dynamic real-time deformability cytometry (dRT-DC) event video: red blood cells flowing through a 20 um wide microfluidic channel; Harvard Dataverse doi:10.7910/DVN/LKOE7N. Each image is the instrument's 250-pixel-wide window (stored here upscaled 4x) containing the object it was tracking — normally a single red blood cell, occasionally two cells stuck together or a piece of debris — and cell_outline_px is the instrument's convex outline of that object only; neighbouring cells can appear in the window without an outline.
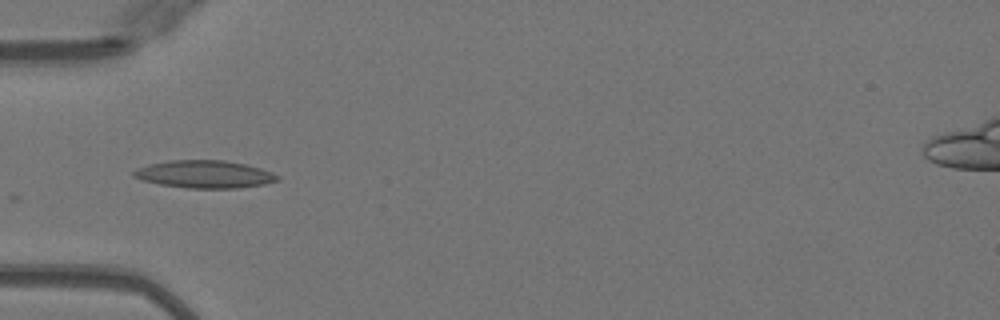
{"species": "Egyptian fruit bat (a non-hibernating species)", "species_latin": "Rousettus aegyptiacus", "temperature_condition": "warm", "stored_images_in_passage": 35, "camera_frame_rate_fps": 3000, "um_per_image_px": 0.085, "animal": {"sex": "female"}, "frame": {"image": 1, "passage_image": 1, "time_ms": 0.0, "image_size_px": [1000, 320], "cell_outline_px": [[280, 180], [264, 184], [236, 188], [188, 188], [160, 184], [140, 180], [132, 176], [132, 172], [136, 168], [148, 164], [168, 160], [224, 160], [244, 164], [260, 168], [272, 172], [280, 176]], "centroid_in_image_um": [17.35, 14.8], "position_along_channel_um": 67.6, "area_um2": 23.24}}
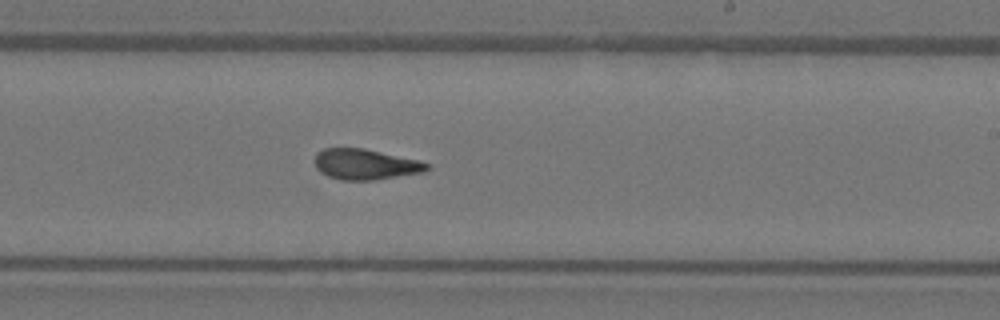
{"frame": {"image": 2, "passage_image": 15, "time_ms": 4.667, "image_size_px": [1000, 320], "cell_outline_px": [[432, 168], [424, 172], [372, 180], [340, 180], [328, 176], [320, 172], [316, 168], [316, 152], [324, 148], [364, 148], [420, 160], [428, 164]], "centroid_in_image_um": [31.07, 13.96], "position_along_channel_um": 257.9, "area_um2": 20.06}}
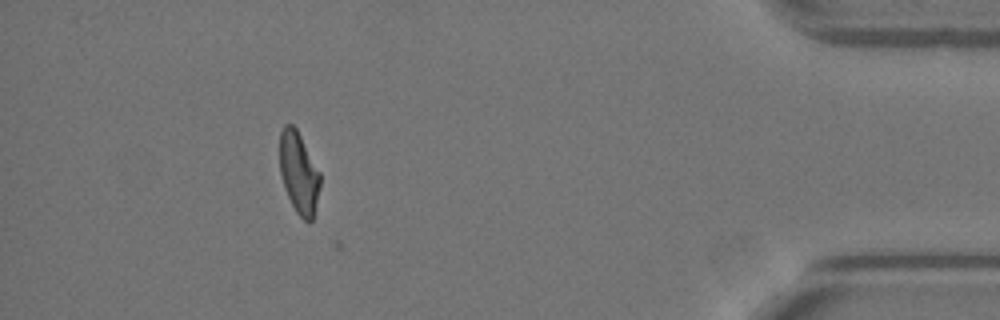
{"frame": {"image": 3, "passage_image": 30, "time_ms": 9.667, "image_size_px": [1000, 320], "cell_outline_px": [[320, 184], [312, 220], [308, 224], [296, 212], [284, 188], [280, 172], [280, 132], [284, 124], [292, 124], [296, 128], [320, 172]], "centroid_in_image_um": [25.39, 14.68], "position_along_channel_um": 409.8, "area_um2": 19.02}, "authors_computed_cell_mechanics": {"area_um2": 20.0566, "velocity_mm_per_s": 4.0864, "shape_relaxation_time_tau1_ms": null, "shape_relaxation_time_tau2_ms": 2.4459, "deformation_change_tau1": null, "deformation_change_tau2": 0.1109}}